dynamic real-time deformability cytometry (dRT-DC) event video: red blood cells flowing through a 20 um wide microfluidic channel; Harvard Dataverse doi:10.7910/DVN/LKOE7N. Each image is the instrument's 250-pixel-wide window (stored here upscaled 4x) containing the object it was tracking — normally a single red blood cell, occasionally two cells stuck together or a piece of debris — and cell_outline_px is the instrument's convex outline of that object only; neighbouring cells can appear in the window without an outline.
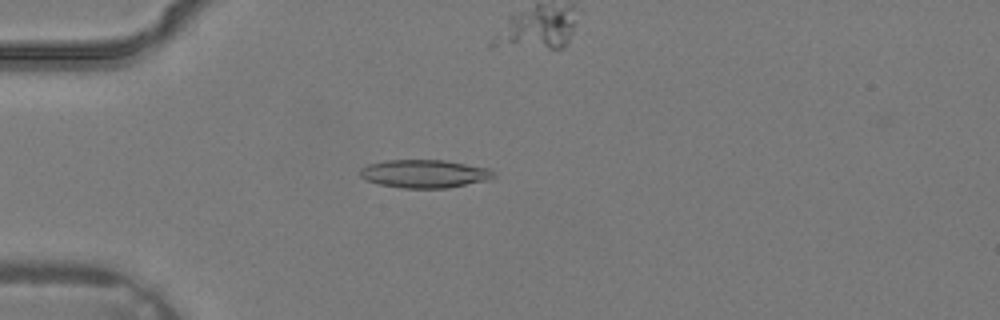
{"species": "common noctule bat (a hibernating species)", "species_latin": "Nyctalus noctula", "temperature_condition": "warm", "stored_images_in_passage": 5, "camera_frame_rate_fps": 3000, "um_per_image_px": 0.085, "animal": {"sex": "male", "body_mass_g": 19.2, "forearm_length_mm": 51.8}, "frame": {"image": 1, "passage_image": 4, "time_ms": 1.0, "image_size_px": [1000, 320], "cell_outline_px": [[496, 176], [492, 180], [448, 188], [404, 188], [380, 184], [368, 180], [360, 176], [360, 168], [368, 164], [384, 160], [444, 160], [488, 168], [496, 172]], "centroid_in_image_um": [36.14, 14.77], "position_along_channel_um": 48.9, "area_um2": 22.08}}